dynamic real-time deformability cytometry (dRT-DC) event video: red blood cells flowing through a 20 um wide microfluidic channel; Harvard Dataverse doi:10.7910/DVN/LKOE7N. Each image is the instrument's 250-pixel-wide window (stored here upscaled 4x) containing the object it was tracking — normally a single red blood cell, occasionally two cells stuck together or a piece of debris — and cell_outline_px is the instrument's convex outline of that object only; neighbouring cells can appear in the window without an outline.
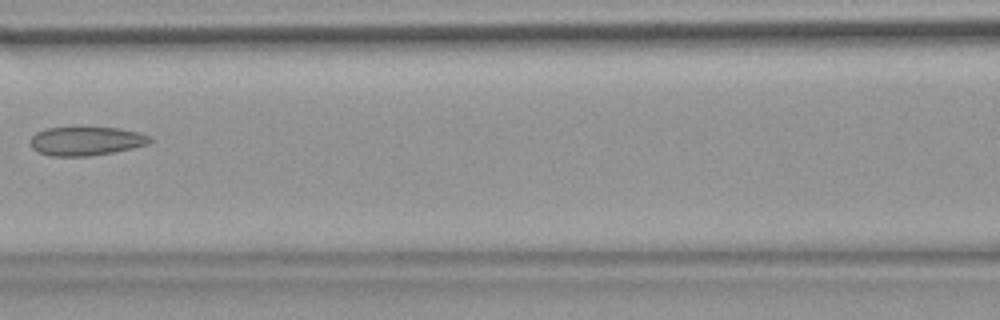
{"species": "common noctule bat (a hibernating species)", "species_latin": "Nyctalus noctula", "temperature_condition": "warm", "stored_images_in_passage": 5, "camera_frame_rate_fps": 3000, "um_per_image_px": 0.085, "animal": {"sex": "female", "body_mass_g": 18.4}, "frame": {"image": 1, "passage_image": 5, "time_ms": 1.333, "image_size_px": [1000, 320], "cell_outline_px": [[152, 140], [148, 144], [132, 148], [112, 152], [88, 156], [52, 156], [36, 152], [32, 148], [28, 140], [36, 132], [48, 128], [72, 124], [76, 124], [120, 128], [140, 132], [152, 136]], "centroid_in_image_um": [7.29, 11.93], "position_along_channel_um": 159.3, "area_um2": 21.21}}